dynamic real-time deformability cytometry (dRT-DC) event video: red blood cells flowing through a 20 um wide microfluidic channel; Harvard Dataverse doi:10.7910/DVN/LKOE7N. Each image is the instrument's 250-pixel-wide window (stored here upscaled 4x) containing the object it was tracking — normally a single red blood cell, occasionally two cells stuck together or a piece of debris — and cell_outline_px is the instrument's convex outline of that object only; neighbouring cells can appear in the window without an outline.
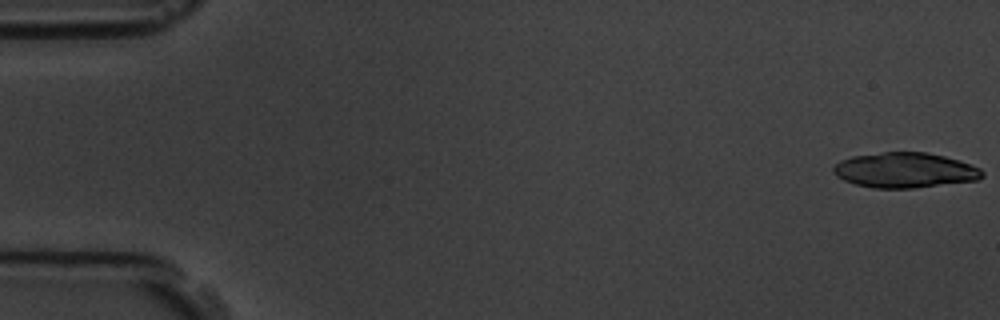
{"species": "common noctule bat (a hibernating species)", "species_latin": "Nyctalus noctula", "temperature_condition": "room temperature", "stored_images_in_passage": 6, "camera_frame_rate_fps": 3000, "um_per_image_px": 0.085, "animal": {"sex": "male", "body_mass_g": 19.5, "forearm_length_mm": 54.6}, "frame": {"image": 1, "passage_image": 1, "time_ms": 0.0, "image_size_px": [1000, 320], "cell_outline_px": [[984, 176], [980, 180], [912, 188], [872, 188], [856, 184], [844, 180], [836, 176], [832, 172], [832, 168], [840, 160], [852, 156], [884, 152], [928, 152], [960, 160], [972, 164], [980, 168], [984, 172]], "centroid_in_image_um": [76.94, 14.46], "position_along_channel_um": 8.1, "area_um2": 30.75}}